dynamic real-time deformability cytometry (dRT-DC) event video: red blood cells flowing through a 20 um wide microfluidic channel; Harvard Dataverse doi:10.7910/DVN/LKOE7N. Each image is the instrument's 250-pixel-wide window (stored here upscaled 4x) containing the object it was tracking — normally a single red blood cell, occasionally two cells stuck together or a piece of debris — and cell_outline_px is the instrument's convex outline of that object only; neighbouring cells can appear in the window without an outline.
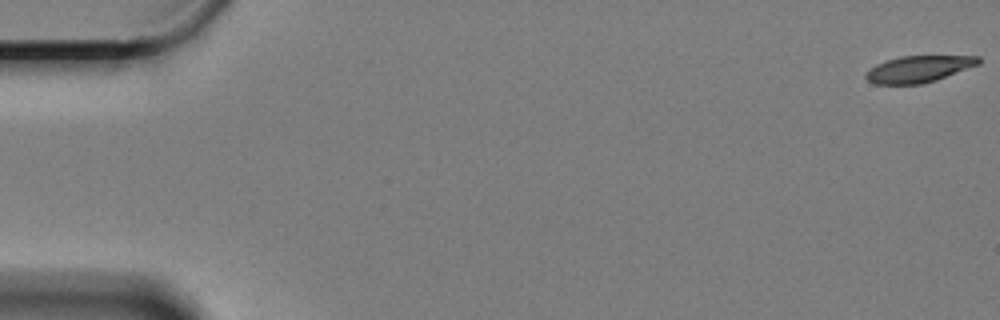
{"species": "Egyptian fruit bat (a non-hibernating species)", "species_latin": "Rousettus aegyptiacus", "temperature_condition": "cold", "stored_images_in_passage": 13, "camera_frame_rate_fps": 3000, "um_per_image_px": 0.085, "animal": {"sex": "female"}, "frame": {"image": 1, "passage_image": 1, "time_ms": 0.0, "image_size_px": [1000, 320], "cell_outline_px": [[980, 64], [936, 80], [920, 84], [876, 84], [868, 80], [864, 76], [876, 64], [900, 56], [980, 56]], "centroid_in_image_um": [78.11, 5.86], "position_along_channel_um": 6.9, "area_um2": 17.22}}